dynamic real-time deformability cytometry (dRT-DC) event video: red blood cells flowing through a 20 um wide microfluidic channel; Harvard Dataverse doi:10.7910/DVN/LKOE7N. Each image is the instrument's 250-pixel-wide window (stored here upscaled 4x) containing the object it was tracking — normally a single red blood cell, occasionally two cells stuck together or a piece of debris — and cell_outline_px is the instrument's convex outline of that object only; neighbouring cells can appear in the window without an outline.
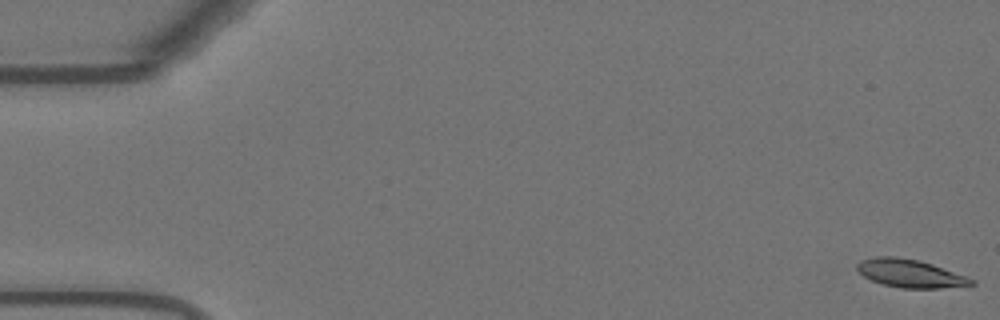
{"species": "Egyptian fruit bat (a non-hibernating species)", "species_latin": "Rousettus aegyptiacus", "temperature_condition": "warm", "stored_images_in_passage": 55, "camera_frame_rate_fps": 3000, "um_per_image_px": 0.085, "animal": {"sex": "female"}, "frame": {"image": 1, "passage_image": 1, "time_ms": 0.0, "image_size_px": [1000, 320], "cell_outline_px": [[976, 284], [940, 288], [900, 288], [884, 284], [872, 280], [864, 276], [856, 268], [856, 264], [860, 260], [872, 256], [896, 256], [920, 260], [932, 264], [976, 280]], "centroid_in_image_um": [77.33, 23.22], "position_along_channel_um": 7.7, "area_um2": 18.67}}
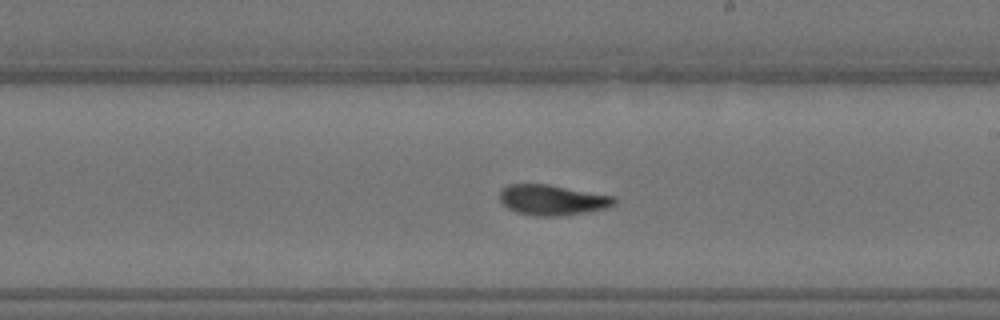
{"frame": {"image": 2, "passage_image": 32, "time_ms": 10.333, "image_size_px": [1000, 320], "cell_outline_px": [[616, 204], [608, 208], [588, 212], [556, 216], [536, 216], [516, 212], [508, 208], [500, 200], [500, 192], [508, 184], [548, 184], [612, 196], [616, 200]], "centroid_in_image_um": [46.96, 17.0], "position_along_channel_um": 242.0, "area_um2": 20.17}}
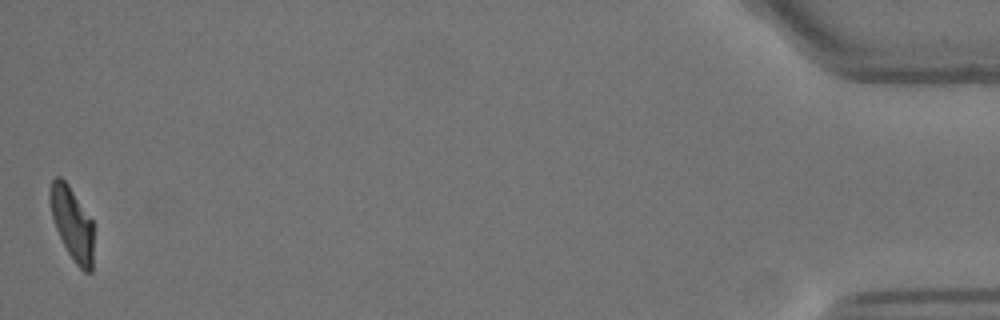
{"frame": {"image": 3, "passage_image": 55, "time_ms": 18.0, "image_size_px": [1000, 320], "cell_outline_px": [[92, 272], [84, 272], [72, 260], [52, 220], [48, 200], [48, 188], [52, 180], [56, 176], [60, 176], [68, 184], [92, 220]], "centroid_in_image_um": [6.08, 18.95], "position_along_channel_um": 429.1, "area_um2": 18.55}, "authors_computed_cell_mechanics": {"area_um2": 19.5364, "velocity_mm_per_s": 3.6702, "shape_relaxation_time_tau1_ms": 8.5757, "shape_relaxation_time_tau2_ms": 1.5893, "deformation_change_tau1": 0.2759, "deformation_change_tau2": 0.0735}}